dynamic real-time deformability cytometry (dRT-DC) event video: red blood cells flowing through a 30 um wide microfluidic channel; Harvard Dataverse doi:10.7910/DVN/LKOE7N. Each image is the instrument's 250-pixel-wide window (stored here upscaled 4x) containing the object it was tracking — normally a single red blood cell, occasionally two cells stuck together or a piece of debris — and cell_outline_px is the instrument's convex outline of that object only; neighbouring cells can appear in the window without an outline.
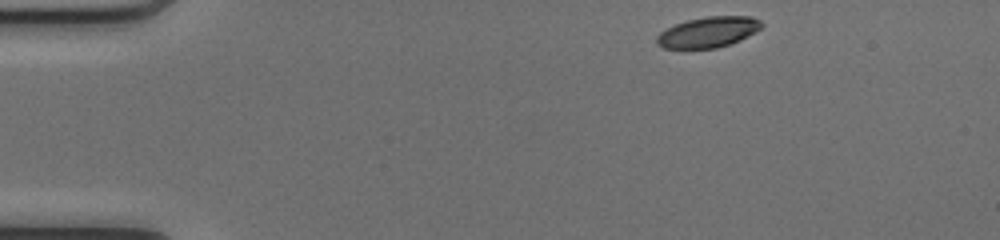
{"species": "common noctule bat (a hibernating species)", "species_latin": "Nyctalus noctula", "temperature_condition": "cold", "stored_images_in_passage": 43, "camera_frame_rate_fps": 3000, "um_per_image_px": 0.085, "animal": {"sex": "female", "body_mass_g": 17.0, "forearm_length_mm": 48.0}, "frame": {"image": 1, "passage_image": 1, "time_ms": 0.0, "image_size_px": [1000, 240], "cell_outline_px": [[764, 24], [760, 28], [748, 36], [740, 40], [716, 48], [664, 48], [656, 44], [656, 36], [660, 32], [676, 24], [688, 20], [708, 16], [752, 16], [760, 20]], "centroid_in_image_um": [60.2, 2.72], "position_along_channel_um": 24.8, "area_um2": 18.55}}
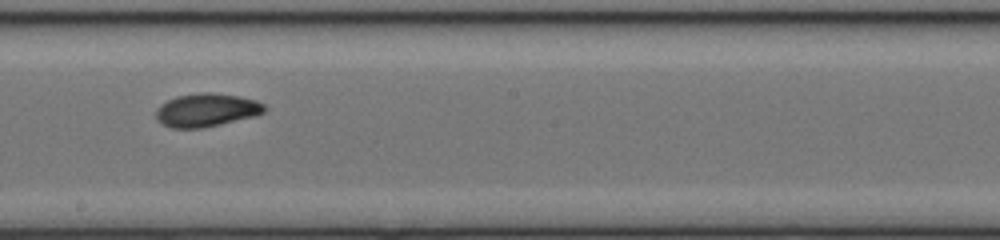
{"frame": {"image": 2, "passage_image": 22, "time_ms": 7.0, "image_size_px": [1000, 240], "cell_outline_px": [[268, 108], [264, 112], [252, 116], [220, 124], [200, 128], [172, 128], [156, 120], [156, 108], [160, 104], [176, 96], [200, 92], [212, 92], [240, 96], [256, 100], [264, 104]], "centroid_in_image_um": [17.54, 9.34], "position_along_channel_um": 230.7, "area_um2": 21.04}}
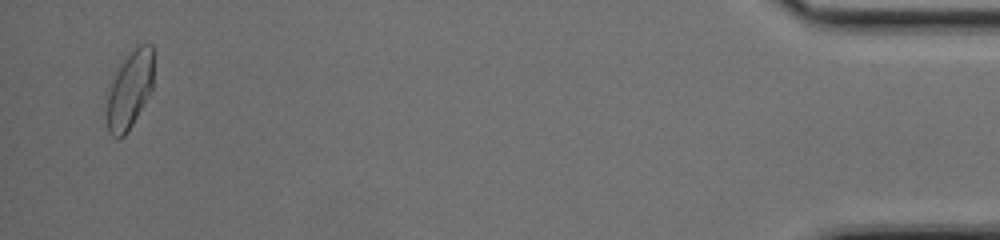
{"frame": {"image": 3, "passage_image": 42, "time_ms": 13.667, "image_size_px": [1000, 240], "cell_outline_px": [[152, 88], [148, 96], [132, 124], [124, 136], [116, 140], [108, 132], [108, 88], [120, 64], [140, 44], [152, 44]], "centroid_in_image_um": [11.01, 7.66], "position_along_channel_um": 424.2, "area_um2": 20.52}, "authors_computed_cell_mechanics": {"area_um2": 19.8832, "velocity_mm_per_s": 4.161, "shape_relaxation_time_tau1_ms": 4.3753, "shape_relaxation_time_tau2_ms": 2.1566, "deformation_change_tau1": 0.1475, "deformation_change_tau2": 0.0617}}